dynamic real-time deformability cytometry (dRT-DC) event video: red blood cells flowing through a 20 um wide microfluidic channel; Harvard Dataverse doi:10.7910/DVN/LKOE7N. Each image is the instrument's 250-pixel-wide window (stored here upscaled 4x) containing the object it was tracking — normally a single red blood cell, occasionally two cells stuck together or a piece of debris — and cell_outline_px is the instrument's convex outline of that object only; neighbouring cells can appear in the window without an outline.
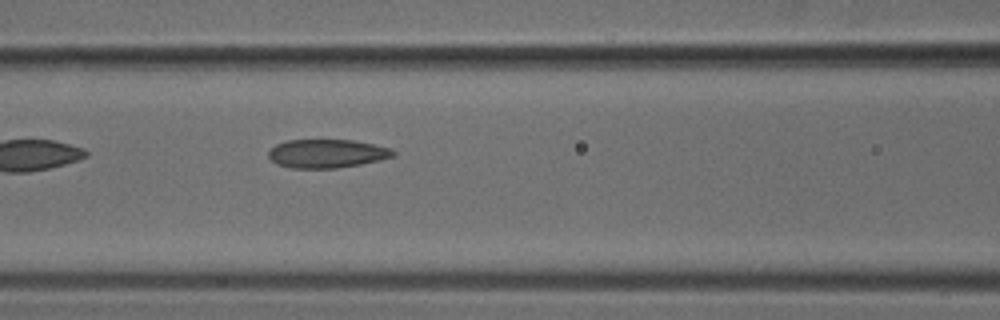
{"species": "common noctule bat (a hibernating species)", "species_latin": "Nyctalus noctula", "temperature_condition": "cold", "stored_images_in_passage": 8, "segment_of_instrument_passage": [1, 2], "camera_frame_rate_fps": 3000, "um_per_image_px": 0.085, "animal": {"sex": "male", "body_mass_g": 18.8}, "frame": {"image": 1, "passage_image": 7, "time_ms": 2.0, "image_size_px": [1000, 320], "cell_outline_px": [[396, 156], [380, 160], [360, 164], [336, 168], [292, 168], [276, 164], [268, 156], [268, 152], [276, 144], [284, 140], [352, 140], [392, 148], [396, 152]], "centroid_in_image_um": [27.79, 13.05], "position_along_channel_um": 138.8, "area_um2": 20.81}}